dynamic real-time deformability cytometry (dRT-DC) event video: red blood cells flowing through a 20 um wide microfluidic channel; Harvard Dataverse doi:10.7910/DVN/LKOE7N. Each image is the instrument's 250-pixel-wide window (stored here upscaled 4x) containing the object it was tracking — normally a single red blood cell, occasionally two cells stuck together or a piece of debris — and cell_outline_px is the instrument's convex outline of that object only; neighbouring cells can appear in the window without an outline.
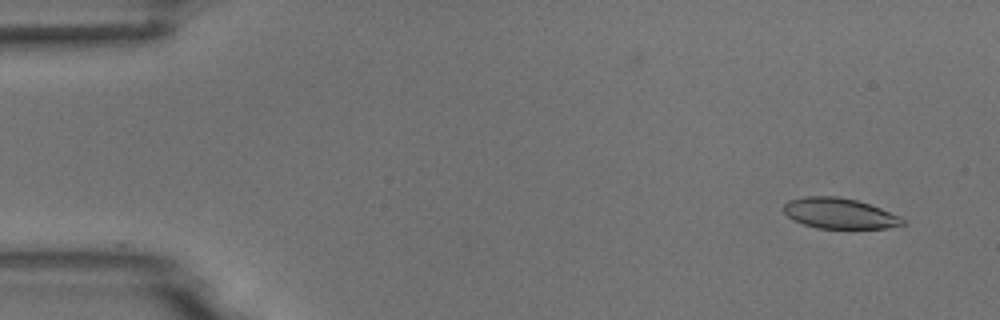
{"species": "common noctule bat (a hibernating species)", "species_latin": "Nyctalus noctula", "temperature_condition": "room temperature", "stored_images_in_passage": 5, "camera_frame_rate_fps": 3000, "um_per_image_px": 0.085, "animal": {"sex": "male", "body_mass_g": 18.8}, "frame": {"image": 1, "passage_image": 2, "time_ms": 1.0, "image_size_px": [1000, 320], "cell_outline_px": [[908, 224], [888, 228], [816, 228], [792, 220], [784, 212], [784, 204], [788, 200], [804, 196], [840, 196], [856, 200], [880, 208], [900, 216]], "centroid_in_image_um": [71.35, 18.13], "position_along_channel_um": 13.6, "area_um2": 21.27}}